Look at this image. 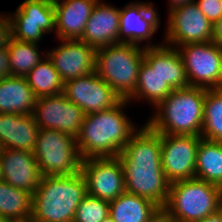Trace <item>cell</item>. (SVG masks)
Segmentation results:
<instances>
[{
  "mask_svg": "<svg viewBox=\"0 0 222 222\" xmlns=\"http://www.w3.org/2000/svg\"><path fill=\"white\" fill-rule=\"evenodd\" d=\"M37 43L23 42L11 38L9 50V64L13 76L25 77L36 65H38L47 56V53H41L38 50Z\"/></svg>",
  "mask_w": 222,
  "mask_h": 222,
  "instance_id": "28",
  "label": "cell"
},
{
  "mask_svg": "<svg viewBox=\"0 0 222 222\" xmlns=\"http://www.w3.org/2000/svg\"><path fill=\"white\" fill-rule=\"evenodd\" d=\"M36 99L26 77L0 79V113L32 114Z\"/></svg>",
  "mask_w": 222,
  "mask_h": 222,
  "instance_id": "22",
  "label": "cell"
},
{
  "mask_svg": "<svg viewBox=\"0 0 222 222\" xmlns=\"http://www.w3.org/2000/svg\"><path fill=\"white\" fill-rule=\"evenodd\" d=\"M81 172L86 179L87 194L112 201L125 192L123 167L118 157L86 158Z\"/></svg>",
  "mask_w": 222,
  "mask_h": 222,
  "instance_id": "14",
  "label": "cell"
},
{
  "mask_svg": "<svg viewBox=\"0 0 222 222\" xmlns=\"http://www.w3.org/2000/svg\"><path fill=\"white\" fill-rule=\"evenodd\" d=\"M2 180L33 194L42 178L34 152L0 148Z\"/></svg>",
  "mask_w": 222,
  "mask_h": 222,
  "instance_id": "17",
  "label": "cell"
},
{
  "mask_svg": "<svg viewBox=\"0 0 222 222\" xmlns=\"http://www.w3.org/2000/svg\"><path fill=\"white\" fill-rule=\"evenodd\" d=\"M27 222H44V221L35 220V219L30 218Z\"/></svg>",
  "mask_w": 222,
  "mask_h": 222,
  "instance_id": "40",
  "label": "cell"
},
{
  "mask_svg": "<svg viewBox=\"0 0 222 222\" xmlns=\"http://www.w3.org/2000/svg\"><path fill=\"white\" fill-rule=\"evenodd\" d=\"M25 77L36 98L63 93L64 82L47 56Z\"/></svg>",
  "mask_w": 222,
  "mask_h": 222,
  "instance_id": "27",
  "label": "cell"
},
{
  "mask_svg": "<svg viewBox=\"0 0 222 222\" xmlns=\"http://www.w3.org/2000/svg\"><path fill=\"white\" fill-rule=\"evenodd\" d=\"M118 158L123 167L125 191L164 207L170 183L161 165V139L146 123L124 146Z\"/></svg>",
  "mask_w": 222,
  "mask_h": 222,
  "instance_id": "1",
  "label": "cell"
},
{
  "mask_svg": "<svg viewBox=\"0 0 222 222\" xmlns=\"http://www.w3.org/2000/svg\"><path fill=\"white\" fill-rule=\"evenodd\" d=\"M190 87L222 88V48L213 41L177 47Z\"/></svg>",
  "mask_w": 222,
  "mask_h": 222,
  "instance_id": "8",
  "label": "cell"
},
{
  "mask_svg": "<svg viewBox=\"0 0 222 222\" xmlns=\"http://www.w3.org/2000/svg\"><path fill=\"white\" fill-rule=\"evenodd\" d=\"M195 2V0H169V9L168 11H172L173 9L183 6L185 4H190Z\"/></svg>",
  "mask_w": 222,
  "mask_h": 222,
  "instance_id": "37",
  "label": "cell"
},
{
  "mask_svg": "<svg viewBox=\"0 0 222 222\" xmlns=\"http://www.w3.org/2000/svg\"><path fill=\"white\" fill-rule=\"evenodd\" d=\"M39 129L33 114L0 113V148L34 152Z\"/></svg>",
  "mask_w": 222,
  "mask_h": 222,
  "instance_id": "21",
  "label": "cell"
},
{
  "mask_svg": "<svg viewBox=\"0 0 222 222\" xmlns=\"http://www.w3.org/2000/svg\"><path fill=\"white\" fill-rule=\"evenodd\" d=\"M222 206V188L197 178L170 183L164 208L174 222H200Z\"/></svg>",
  "mask_w": 222,
  "mask_h": 222,
  "instance_id": "6",
  "label": "cell"
},
{
  "mask_svg": "<svg viewBox=\"0 0 222 222\" xmlns=\"http://www.w3.org/2000/svg\"><path fill=\"white\" fill-rule=\"evenodd\" d=\"M123 99L115 107L86 114L76 138L82 160L118 157L131 137L140 129L123 112L130 105Z\"/></svg>",
  "mask_w": 222,
  "mask_h": 222,
  "instance_id": "2",
  "label": "cell"
},
{
  "mask_svg": "<svg viewBox=\"0 0 222 222\" xmlns=\"http://www.w3.org/2000/svg\"><path fill=\"white\" fill-rule=\"evenodd\" d=\"M160 139L161 165L166 180L173 183L196 178L197 149L202 137L160 134Z\"/></svg>",
  "mask_w": 222,
  "mask_h": 222,
  "instance_id": "10",
  "label": "cell"
},
{
  "mask_svg": "<svg viewBox=\"0 0 222 222\" xmlns=\"http://www.w3.org/2000/svg\"><path fill=\"white\" fill-rule=\"evenodd\" d=\"M58 47L47 51V57L65 83L95 72L96 48L81 40H59Z\"/></svg>",
  "mask_w": 222,
  "mask_h": 222,
  "instance_id": "16",
  "label": "cell"
},
{
  "mask_svg": "<svg viewBox=\"0 0 222 222\" xmlns=\"http://www.w3.org/2000/svg\"><path fill=\"white\" fill-rule=\"evenodd\" d=\"M172 91L173 89L162 80L157 71L153 70L151 66L143 60L139 69L136 89L127 100L132 103L133 100H146L149 102V105H153V108H155Z\"/></svg>",
  "mask_w": 222,
  "mask_h": 222,
  "instance_id": "26",
  "label": "cell"
},
{
  "mask_svg": "<svg viewBox=\"0 0 222 222\" xmlns=\"http://www.w3.org/2000/svg\"><path fill=\"white\" fill-rule=\"evenodd\" d=\"M87 195L82 172L42 176L32 194L31 218L44 222H73L76 209Z\"/></svg>",
  "mask_w": 222,
  "mask_h": 222,
  "instance_id": "3",
  "label": "cell"
},
{
  "mask_svg": "<svg viewBox=\"0 0 222 222\" xmlns=\"http://www.w3.org/2000/svg\"><path fill=\"white\" fill-rule=\"evenodd\" d=\"M0 222H5V220L0 216Z\"/></svg>",
  "mask_w": 222,
  "mask_h": 222,
  "instance_id": "42",
  "label": "cell"
},
{
  "mask_svg": "<svg viewBox=\"0 0 222 222\" xmlns=\"http://www.w3.org/2000/svg\"><path fill=\"white\" fill-rule=\"evenodd\" d=\"M63 94L85 115L115 107L123 100L96 72L66 81Z\"/></svg>",
  "mask_w": 222,
  "mask_h": 222,
  "instance_id": "13",
  "label": "cell"
},
{
  "mask_svg": "<svg viewBox=\"0 0 222 222\" xmlns=\"http://www.w3.org/2000/svg\"><path fill=\"white\" fill-rule=\"evenodd\" d=\"M12 72L9 64L8 47L0 48V79L12 77Z\"/></svg>",
  "mask_w": 222,
  "mask_h": 222,
  "instance_id": "33",
  "label": "cell"
},
{
  "mask_svg": "<svg viewBox=\"0 0 222 222\" xmlns=\"http://www.w3.org/2000/svg\"><path fill=\"white\" fill-rule=\"evenodd\" d=\"M11 19L12 38L39 43L43 35L56 30L54 5L42 0H24L13 14L8 13Z\"/></svg>",
  "mask_w": 222,
  "mask_h": 222,
  "instance_id": "12",
  "label": "cell"
},
{
  "mask_svg": "<svg viewBox=\"0 0 222 222\" xmlns=\"http://www.w3.org/2000/svg\"><path fill=\"white\" fill-rule=\"evenodd\" d=\"M206 89L173 90L162 100L146 124L160 134L201 136Z\"/></svg>",
  "mask_w": 222,
  "mask_h": 222,
  "instance_id": "4",
  "label": "cell"
},
{
  "mask_svg": "<svg viewBox=\"0 0 222 222\" xmlns=\"http://www.w3.org/2000/svg\"><path fill=\"white\" fill-rule=\"evenodd\" d=\"M42 1H44V2H46L48 4H51V5H56V4L60 3V2H62L63 0H42Z\"/></svg>",
  "mask_w": 222,
  "mask_h": 222,
  "instance_id": "38",
  "label": "cell"
},
{
  "mask_svg": "<svg viewBox=\"0 0 222 222\" xmlns=\"http://www.w3.org/2000/svg\"><path fill=\"white\" fill-rule=\"evenodd\" d=\"M109 216V201L87 194L76 209L73 222H102Z\"/></svg>",
  "mask_w": 222,
  "mask_h": 222,
  "instance_id": "30",
  "label": "cell"
},
{
  "mask_svg": "<svg viewBox=\"0 0 222 222\" xmlns=\"http://www.w3.org/2000/svg\"><path fill=\"white\" fill-rule=\"evenodd\" d=\"M144 60L173 90L190 87L183 59L176 47L164 43L146 47Z\"/></svg>",
  "mask_w": 222,
  "mask_h": 222,
  "instance_id": "20",
  "label": "cell"
},
{
  "mask_svg": "<svg viewBox=\"0 0 222 222\" xmlns=\"http://www.w3.org/2000/svg\"><path fill=\"white\" fill-rule=\"evenodd\" d=\"M158 208L153 201L125 191L109 202V217L114 222H148Z\"/></svg>",
  "mask_w": 222,
  "mask_h": 222,
  "instance_id": "23",
  "label": "cell"
},
{
  "mask_svg": "<svg viewBox=\"0 0 222 222\" xmlns=\"http://www.w3.org/2000/svg\"><path fill=\"white\" fill-rule=\"evenodd\" d=\"M164 44L178 47L190 43L211 42L213 23L193 2L168 12Z\"/></svg>",
  "mask_w": 222,
  "mask_h": 222,
  "instance_id": "9",
  "label": "cell"
},
{
  "mask_svg": "<svg viewBox=\"0 0 222 222\" xmlns=\"http://www.w3.org/2000/svg\"><path fill=\"white\" fill-rule=\"evenodd\" d=\"M33 117L40 129L58 130L77 138L85 113L63 93L36 99Z\"/></svg>",
  "mask_w": 222,
  "mask_h": 222,
  "instance_id": "11",
  "label": "cell"
},
{
  "mask_svg": "<svg viewBox=\"0 0 222 222\" xmlns=\"http://www.w3.org/2000/svg\"><path fill=\"white\" fill-rule=\"evenodd\" d=\"M195 176L222 188V142L202 138L198 145Z\"/></svg>",
  "mask_w": 222,
  "mask_h": 222,
  "instance_id": "24",
  "label": "cell"
},
{
  "mask_svg": "<svg viewBox=\"0 0 222 222\" xmlns=\"http://www.w3.org/2000/svg\"><path fill=\"white\" fill-rule=\"evenodd\" d=\"M32 214V194L0 181V216L5 221L27 222Z\"/></svg>",
  "mask_w": 222,
  "mask_h": 222,
  "instance_id": "25",
  "label": "cell"
},
{
  "mask_svg": "<svg viewBox=\"0 0 222 222\" xmlns=\"http://www.w3.org/2000/svg\"><path fill=\"white\" fill-rule=\"evenodd\" d=\"M0 181H2V171H1V167H0Z\"/></svg>",
  "mask_w": 222,
  "mask_h": 222,
  "instance_id": "41",
  "label": "cell"
},
{
  "mask_svg": "<svg viewBox=\"0 0 222 222\" xmlns=\"http://www.w3.org/2000/svg\"><path fill=\"white\" fill-rule=\"evenodd\" d=\"M195 3L213 24L222 17V0H195Z\"/></svg>",
  "mask_w": 222,
  "mask_h": 222,
  "instance_id": "31",
  "label": "cell"
},
{
  "mask_svg": "<svg viewBox=\"0 0 222 222\" xmlns=\"http://www.w3.org/2000/svg\"><path fill=\"white\" fill-rule=\"evenodd\" d=\"M102 222H114L113 219L111 217H107L106 219H104Z\"/></svg>",
  "mask_w": 222,
  "mask_h": 222,
  "instance_id": "39",
  "label": "cell"
},
{
  "mask_svg": "<svg viewBox=\"0 0 222 222\" xmlns=\"http://www.w3.org/2000/svg\"><path fill=\"white\" fill-rule=\"evenodd\" d=\"M212 41L222 48V17L213 24Z\"/></svg>",
  "mask_w": 222,
  "mask_h": 222,
  "instance_id": "35",
  "label": "cell"
},
{
  "mask_svg": "<svg viewBox=\"0 0 222 222\" xmlns=\"http://www.w3.org/2000/svg\"><path fill=\"white\" fill-rule=\"evenodd\" d=\"M200 222H222V206L215 212H212Z\"/></svg>",
  "mask_w": 222,
  "mask_h": 222,
  "instance_id": "36",
  "label": "cell"
},
{
  "mask_svg": "<svg viewBox=\"0 0 222 222\" xmlns=\"http://www.w3.org/2000/svg\"><path fill=\"white\" fill-rule=\"evenodd\" d=\"M148 222H174V219L164 207H159Z\"/></svg>",
  "mask_w": 222,
  "mask_h": 222,
  "instance_id": "34",
  "label": "cell"
},
{
  "mask_svg": "<svg viewBox=\"0 0 222 222\" xmlns=\"http://www.w3.org/2000/svg\"><path fill=\"white\" fill-rule=\"evenodd\" d=\"M34 156L42 176L72 175L81 171L76 138L58 130L39 129Z\"/></svg>",
  "mask_w": 222,
  "mask_h": 222,
  "instance_id": "7",
  "label": "cell"
},
{
  "mask_svg": "<svg viewBox=\"0 0 222 222\" xmlns=\"http://www.w3.org/2000/svg\"><path fill=\"white\" fill-rule=\"evenodd\" d=\"M143 46L120 42L97 48L95 72L123 99L135 91L144 60Z\"/></svg>",
  "mask_w": 222,
  "mask_h": 222,
  "instance_id": "5",
  "label": "cell"
},
{
  "mask_svg": "<svg viewBox=\"0 0 222 222\" xmlns=\"http://www.w3.org/2000/svg\"><path fill=\"white\" fill-rule=\"evenodd\" d=\"M201 137L222 142V88L206 89Z\"/></svg>",
  "mask_w": 222,
  "mask_h": 222,
  "instance_id": "29",
  "label": "cell"
},
{
  "mask_svg": "<svg viewBox=\"0 0 222 222\" xmlns=\"http://www.w3.org/2000/svg\"><path fill=\"white\" fill-rule=\"evenodd\" d=\"M12 38V26L9 15L0 13V48L8 47Z\"/></svg>",
  "mask_w": 222,
  "mask_h": 222,
  "instance_id": "32",
  "label": "cell"
},
{
  "mask_svg": "<svg viewBox=\"0 0 222 222\" xmlns=\"http://www.w3.org/2000/svg\"><path fill=\"white\" fill-rule=\"evenodd\" d=\"M152 2H130L120 8V37L121 42L146 47L159 46L152 44L151 38L160 27V15ZM147 43L141 44L143 41ZM151 43V44H150ZM141 44V45H140Z\"/></svg>",
  "mask_w": 222,
  "mask_h": 222,
  "instance_id": "15",
  "label": "cell"
},
{
  "mask_svg": "<svg viewBox=\"0 0 222 222\" xmlns=\"http://www.w3.org/2000/svg\"><path fill=\"white\" fill-rule=\"evenodd\" d=\"M81 41L96 49L120 43V8L99 0L86 23Z\"/></svg>",
  "mask_w": 222,
  "mask_h": 222,
  "instance_id": "18",
  "label": "cell"
},
{
  "mask_svg": "<svg viewBox=\"0 0 222 222\" xmlns=\"http://www.w3.org/2000/svg\"><path fill=\"white\" fill-rule=\"evenodd\" d=\"M99 0H63L54 5L57 40H81L89 17Z\"/></svg>",
  "mask_w": 222,
  "mask_h": 222,
  "instance_id": "19",
  "label": "cell"
}]
</instances>
